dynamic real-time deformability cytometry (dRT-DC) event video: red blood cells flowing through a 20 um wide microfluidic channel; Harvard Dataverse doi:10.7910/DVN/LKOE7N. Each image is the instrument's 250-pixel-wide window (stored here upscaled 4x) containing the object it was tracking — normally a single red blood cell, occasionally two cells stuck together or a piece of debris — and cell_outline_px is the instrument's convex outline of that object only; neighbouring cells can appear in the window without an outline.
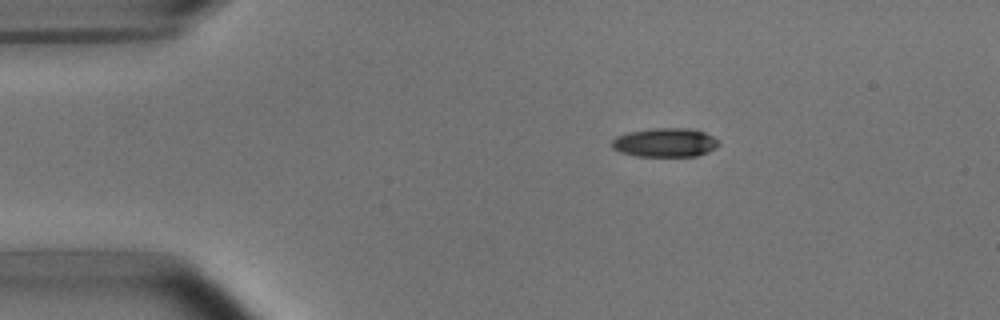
{"species": "common noctule bat (a hibernating species)", "species_latin": "Nyctalus noctula", "temperature_condition": "room temperature", "stored_images_in_passage": 2, "camera_frame_rate_fps": 3000, "um_per_image_px": 0.085, "animal": {"sex": "male", "body_mass_g": 15.6}, "frame": {"image": 1, "passage_image": 1, "time_ms": 0.0, "image_size_px": [1000, 320], "cell_outline_px": [[720, 144], [716, 148], [708, 152], [696, 156], [636, 156], [620, 152], [612, 148], [612, 140], [616, 136], [628, 132], [652, 128], [688, 128], [704, 132], [720, 140]], "centroid_in_image_um": [56.55, 12.11], "position_along_channel_um": 28.5, "area_um2": 18.15}}